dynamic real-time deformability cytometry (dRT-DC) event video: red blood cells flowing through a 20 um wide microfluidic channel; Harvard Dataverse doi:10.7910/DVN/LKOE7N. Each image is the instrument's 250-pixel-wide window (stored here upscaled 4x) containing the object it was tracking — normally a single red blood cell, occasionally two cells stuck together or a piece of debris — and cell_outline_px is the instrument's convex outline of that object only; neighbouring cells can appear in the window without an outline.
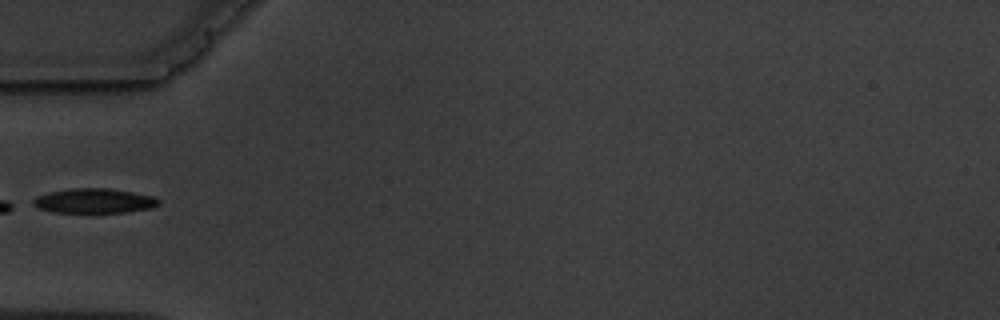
{"species": "common noctule bat (a hibernating species)", "species_latin": "Nyctalus noctula", "temperature_condition": "warm", "stored_images_in_passage": 6, "camera_frame_rate_fps": 3000, "um_per_image_px": 0.085, "animal": {"sex": "male", "body_mass_g": 19.5, "forearm_length_mm": 54.6}, "frame": {"image": 1, "passage_image": 5, "time_ms": 4.667, "image_size_px": [1000, 320], "cell_outline_px": [[160, 204], [152, 208], [128, 212], [52, 212], [36, 208], [28, 204], [36, 196], [48, 192], [68, 188], [108, 188], [132, 192], [152, 196], [160, 200]], "centroid_in_image_um": [7.93, 17.07], "position_along_channel_um": 77.1, "area_um2": 18.32}}
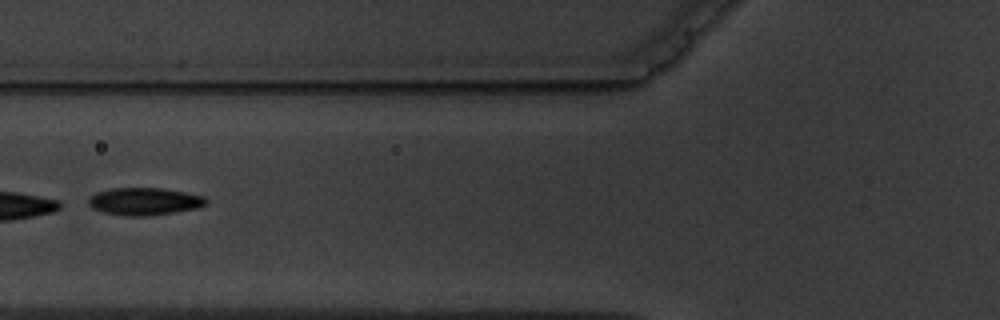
{"frame": {"image": 2, "passage_image": 6, "time_ms": 5.667, "image_size_px": [1000, 320], "cell_outline_px": [[208, 204], [200, 208], [176, 212], [144, 216], [124, 216], [104, 212], [92, 208], [88, 204], [88, 200], [96, 192], [112, 188], [164, 188], [204, 196], [208, 200]], "centroid_in_image_um": [12.32, 17.12], "position_along_channel_um": 113.5, "area_um2": 18.96}}